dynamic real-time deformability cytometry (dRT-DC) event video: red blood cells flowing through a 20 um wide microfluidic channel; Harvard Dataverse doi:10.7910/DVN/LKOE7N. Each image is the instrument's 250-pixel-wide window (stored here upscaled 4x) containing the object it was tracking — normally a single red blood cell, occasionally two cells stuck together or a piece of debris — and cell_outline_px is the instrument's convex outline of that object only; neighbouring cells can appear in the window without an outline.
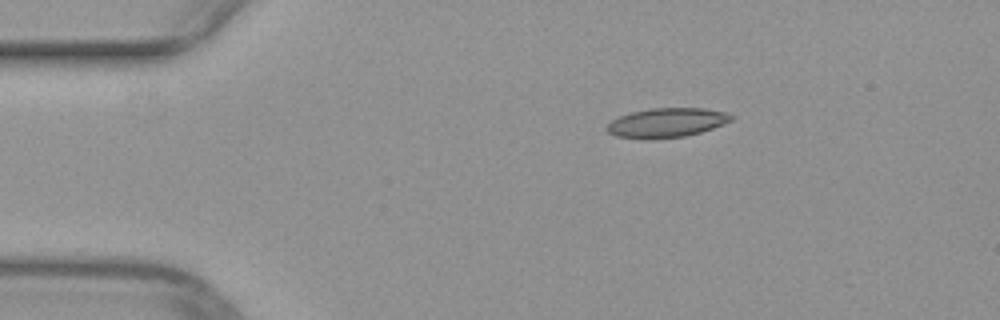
{"species": "common noctule bat (a hibernating species)", "species_latin": "Nyctalus noctula", "temperature_condition": "warm", "stored_images_in_passage": 11, "camera_frame_rate_fps": 3000, "um_per_image_px": 0.085, "animal": {"sex": "female", "body_mass_g": 29.2, "forearm_length_mm": 56.3}, "frame": {"image": 1, "passage_image": 1, "time_ms": 0.0, "image_size_px": [1000, 320], "cell_outline_px": [[736, 116], [732, 120], [724, 124], [700, 132], [684, 136], [616, 136], [608, 132], [604, 128], [612, 120], [620, 116], [632, 112], [652, 108], [704, 108], [728, 112]], "centroid_in_image_um": [56.76, 10.37], "position_along_channel_um": 28.2, "area_um2": 20.46}}
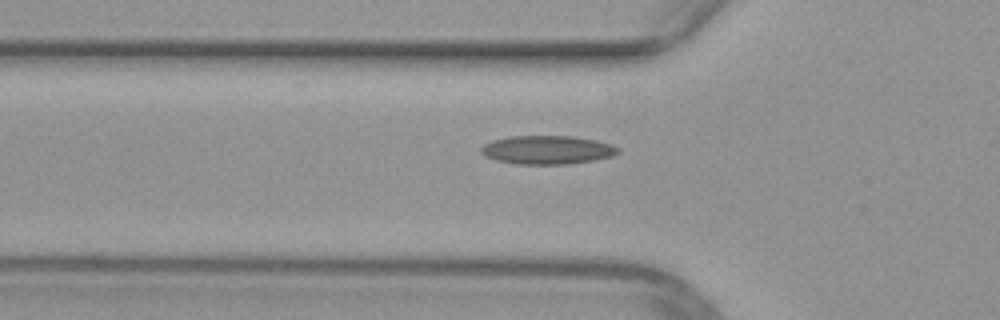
{"frame": {"image": 2, "passage_image": 9, "time_ms": 2.667, "image_size_px": [1000, 320], "cell_outline_px": [[620, 152], [612, 156], [592, 160], [568, 164], [516, 164], [496, 160], [484, 156], [480, 152], [480, 148], [484, 144], [492, 140], [508, 136], [572, 136], [596, 140], [612, 144], [620, 148]], "centroid_in_image_um": [46.5, 12.73], "position_along_channel_um": 79.3, "area_um2": 22.95}}